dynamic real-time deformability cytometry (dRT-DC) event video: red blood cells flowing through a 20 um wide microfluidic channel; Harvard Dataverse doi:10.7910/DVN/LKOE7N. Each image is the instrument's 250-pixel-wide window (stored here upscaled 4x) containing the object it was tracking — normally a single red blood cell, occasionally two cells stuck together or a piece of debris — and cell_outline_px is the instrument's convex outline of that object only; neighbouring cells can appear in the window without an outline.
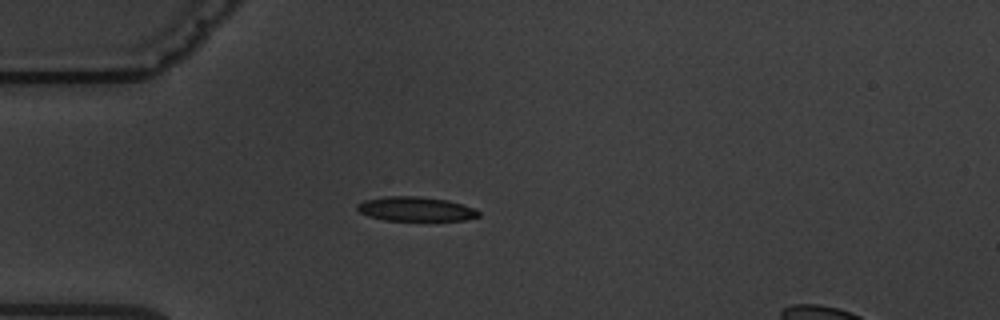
{"species": "common noctule bat (a hibernating species)", "species_latin": "Nyctalus noctula", "temperature_condition": "warm", "stored_images_in_passage": 7, "camera_frame_rate_fps": 3000, "um_per_image_px": 0.085, "animal": {"sex": "male", "body_mass_g": 19.5, "forearm_length_mm": 54.6}, "frame": {"image": 1, "passage_image": 4, "time_ms": 4.667, "image_size_px": [1000, 320], "cell_outline_px": [[480, 216], [464, 220], [384, 220], [368, 216], [360, 212], [356, 208], [356, 204], [364, 200], [384, 196], [420, 196], [448, 200], [472, 208], [480, 212]], "centroid_in_image_um": [35.29, 17.75], "position_along_channel_um": 49.7, "area_um2": 17.17}}
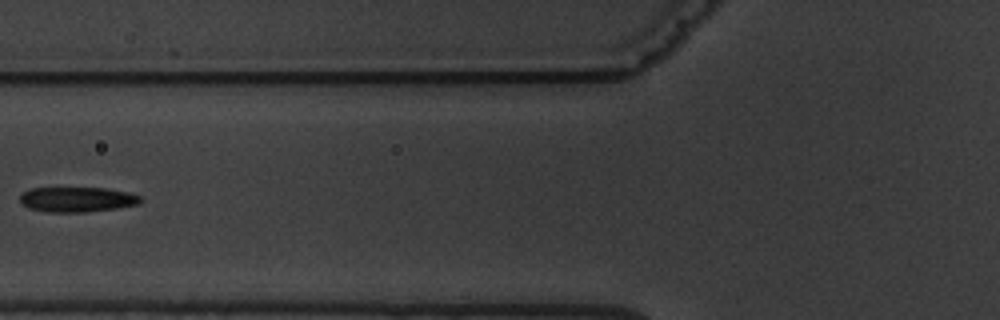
{"frame": {"image": 2, "passage_image": 6, "time_ms": 7.0, "image_size_px": [1000, 320], "cell_outline_px": [[144, 200], [140, 204], [116, 208], [88, 212], [48, 212], [28, 208], [20, 204], [20, 196], [28, 188], [104, 188], [128, 192], [140, 196]], "centroid_in_image_um": [6.55, 16.96], "position_along_channel_um": 119.2, "area_um2": 17.74}}